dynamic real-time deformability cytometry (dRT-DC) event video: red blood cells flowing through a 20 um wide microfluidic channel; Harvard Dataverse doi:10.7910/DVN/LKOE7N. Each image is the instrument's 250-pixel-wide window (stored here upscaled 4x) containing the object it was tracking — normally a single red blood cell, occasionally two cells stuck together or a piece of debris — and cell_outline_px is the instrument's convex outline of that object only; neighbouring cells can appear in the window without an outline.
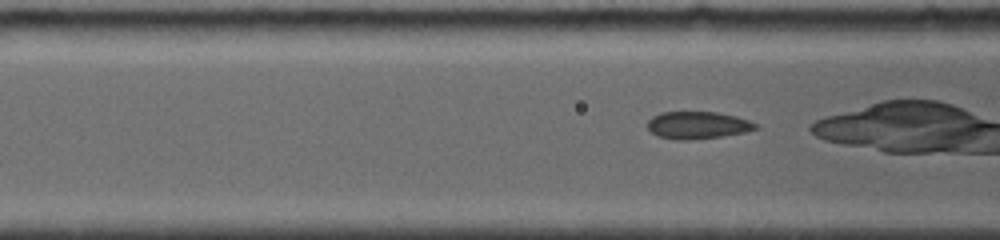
{"species": "common noctule bat (a hibernating species)", "species_latin": "Nyctalus noctula", "temperature_condition": "room temperature", "stored_images_in_passage": 47, "camera_frame_rate_fps": 4000, "um_per_image_px": 0.085, "animal": {"sex": "female", "body_mass_g": 19.0, "forearm_length_mm": 56.7}, "frame": {"image": 1, "passage_image": 7, "time_ms": 1.25, "image_size_px": [1000, 240], "cell_outline_px": [[760, 128], [744, 132], [720, 136], [692, 140], [676, 140], [656, 136], [648, 128], [648, 120], [652, 116], [660, 112], [716, 112], [736, 116], [748, 120], [756, 124]], "centroid_in_image_um": [59.27, 10.64], "position_along_channel_um": 107.3, "area_um2": 17.22}}
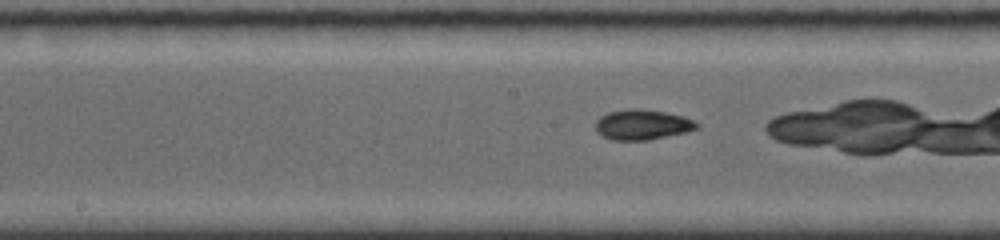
{"frame": {"image": 2, "passage_image": 18, "time_ms": 3.5, "image_size_px": [1000, 240], "cell_outline_px": [[700, 128], [688, 132], [648, 140], [612, 140], [596, 132], [596, 120], [600, 116], [608, 112], [628, 108], [636, 108], [664, 112], [684, 116], [700, 124]], "centroid_in_image_um": [54.61, 10.59], "position_along_channel_um": 193.6, "area_um2": 17.98}}
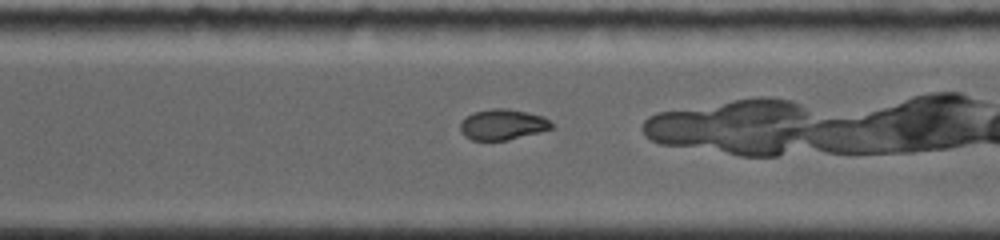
{"frame": {"image": 3, "passage_image": 34, "time_ms": 7.0, "image_size_px": [1000, 240], "cell_outline_px": [[556, 128], [508, 140], [472, 140], [464, 136], [460, 132], [460, 124], [472, 112], [492, 108], [508, 108], [544, 116], [556, 124]], "centroid_in_image_um": [42.78, 10.58], "position_along_channel_um": 327.8, "area_um2": 16.59}, "authors_computed_cell_mechanics": {"area_um2": 17.051, "velocity_mm_per_s": 3.8368, "shape_relaxation_time_tau1_ms": 5.5599, "shape_relaxation_time_tau2_ms": null, "deformation_change_tau1": 0.1273, "deformation_change_tau2": null}}